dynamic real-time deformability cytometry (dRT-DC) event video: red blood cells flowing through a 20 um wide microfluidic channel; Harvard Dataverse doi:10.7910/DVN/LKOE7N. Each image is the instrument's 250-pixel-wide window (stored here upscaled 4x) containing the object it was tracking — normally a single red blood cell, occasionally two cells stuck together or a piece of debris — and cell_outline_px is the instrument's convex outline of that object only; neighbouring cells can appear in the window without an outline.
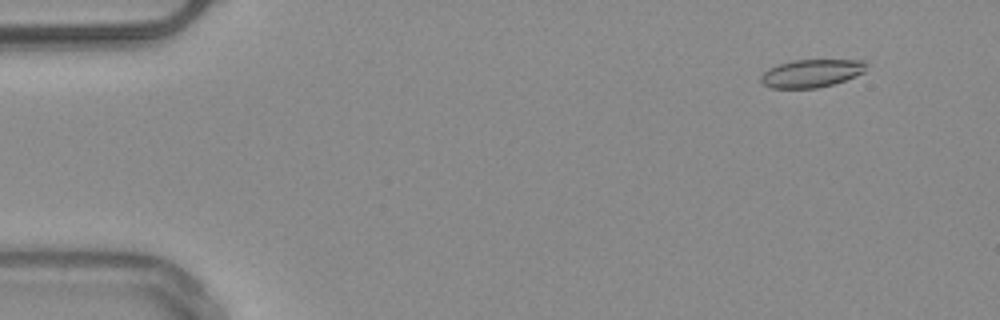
{"species": "common noctule bat (a hibernating species)", "species_latin": "Nyctalus noctula", "temperature_condition": "warm", "stored_images_in_passage": 51, "camera_frame_rate_fps": 3000, "um_per_image_px": 0.085, "animal": {"sex": "male", "body_mass_g": 20.4}, "frame": {"image": 1, "passage_image": 5, "time_ms": 1.333, "image_size_px": [1000, 320], "cell_outline_px": [[868, 64], [864, 72], [856, 76], [832, 84], [816, 88], [768, 88], [760, 80], [760, 76], [768, 68], [792, 60], [864, 60]], "centroid_in_image_um": [68.97, 6.23], "position_along_channel_um": 16.0, "area_um2": 17.17}}
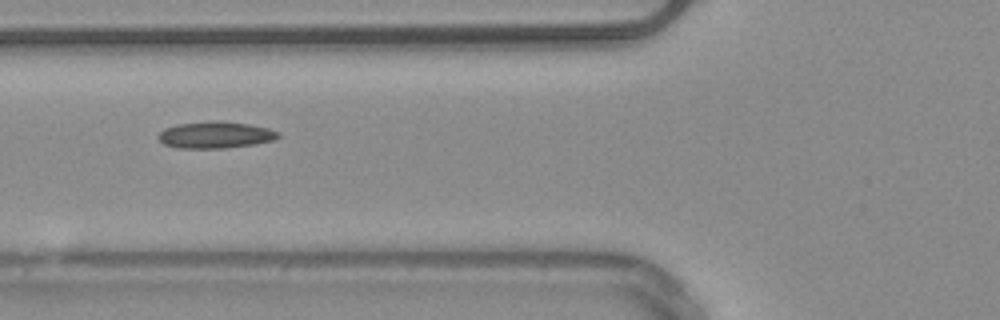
{"frame": {"image": 2, "passage_image": 20, "time_ms": 6.333, "image_size_px": [1000, 320], "cell_outline_px": [[280, 136], [272, 140], [256, 144], [224, 148], [176, 148], [164, 144], [156, 136], [164, 128], [176, 124], [212, 120], [224, 120], [248, 124], [268, 128], [280, 132]], "centroid_in_image_um": [18.29, 11.45], "position_along_channel_um": 107.5, "area_um2": 18.9}, "authors_computed_cell_mechanics": {"area_um2": 17.629, "velocity_mm_per_s": 4.0034, "shape_relaxation_time_tau1_ms": null, "shape_relaxation_time_tau2_ms": 5.7667, "deformation_change_tau1": null, "deformation_change_tau2": 0.1294}}